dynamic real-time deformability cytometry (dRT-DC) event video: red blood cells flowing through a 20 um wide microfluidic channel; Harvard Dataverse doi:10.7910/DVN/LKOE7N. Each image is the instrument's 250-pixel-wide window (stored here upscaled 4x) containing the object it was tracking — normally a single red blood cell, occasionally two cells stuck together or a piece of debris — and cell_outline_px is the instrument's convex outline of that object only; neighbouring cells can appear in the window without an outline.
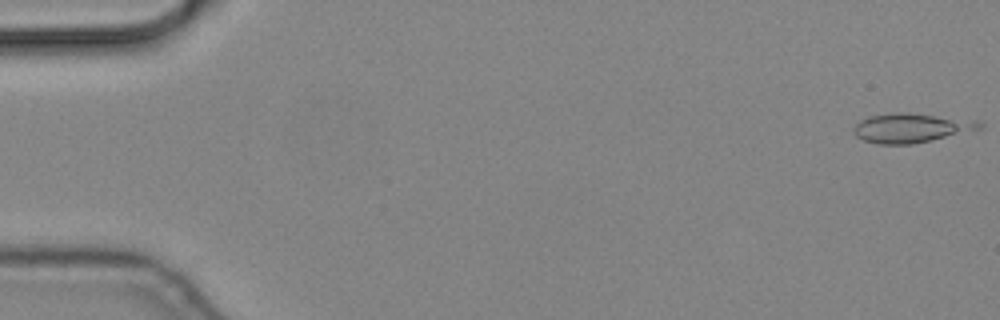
{"species": "common noctule bat (a hibernating species)", "species_latin": "Nyctalus noctula", "temperature_condition": "cold", "stored_images_in_passage": 4, "camera_frame_rate_fps": 3000, "um_per_image_px": 0.085, "animal": {"sex": "male", "body_mass_g": 19.2, "forearm_length_mm": 51.8}, "frame": {"image": 1, "passage_image": 1, "time_ms": 0.0, "image_size_px": [1000, 320], "cell_outline_px": [[984, 128], [912, 144], [876, 144], [864, 140], [856, 136], [852, 128], [860, 120], [868, 116], [892, 112], [908, 112], [976, 120], [984, 124]], "centroid_in_image_um": [77.43, 10.86], "position_along_channel_um": 7.6, "area_um2": 21.56}}